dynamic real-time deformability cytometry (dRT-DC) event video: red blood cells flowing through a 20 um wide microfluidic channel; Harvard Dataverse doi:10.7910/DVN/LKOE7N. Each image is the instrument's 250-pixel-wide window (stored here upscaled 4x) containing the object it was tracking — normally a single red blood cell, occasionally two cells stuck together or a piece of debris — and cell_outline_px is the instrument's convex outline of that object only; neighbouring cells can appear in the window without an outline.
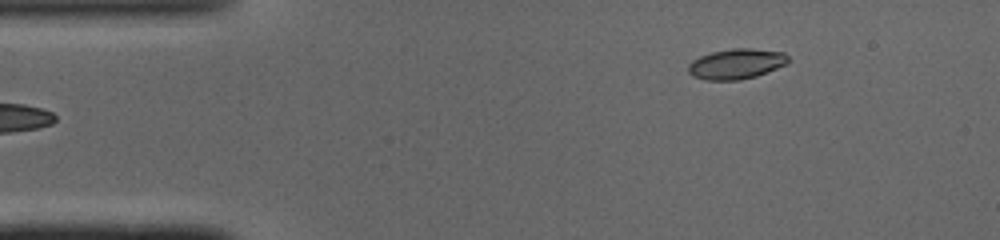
{"species": "common noctule bat (a hibernating species)", "species_latin": "Nyctalus noctula", "temperature_condition": "cold", "stored_images_in_passage": 43, "camera_frame_rate_fps": 3000, "um_per_image_px": 0.085, "animal": {"sex": "male", "body_mass_g": 19.0, "forearm_length_mm": 50.8}, "frame": {"image": 1, "passage_image": 1, "time_ms": 0.0, "image_size_px": [1000, 240], "cell_outline_px": [[788, 64], [756, 76], [740, 80], [704, 80], [692, 76], [688, 72], [688, 64], [692, 60], [700, 56], [712, 52], [732, 48], [752, 48], [784, 52], [788, 56]], "centroid_in_image_um": [62.58, 5.43], "position_along_channel_um": 22.4, "area_um2": 17.8}}
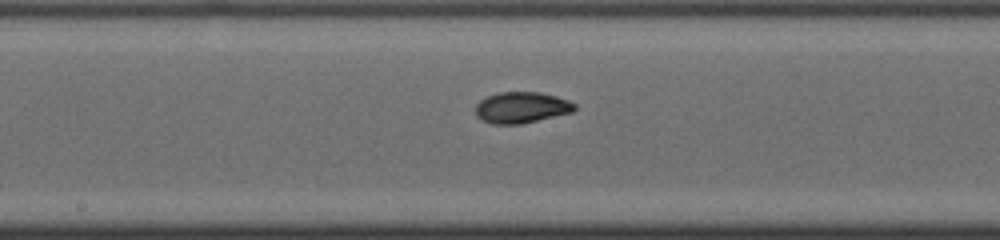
{"frame": {"image": 2, "passage_image": 19, "time_ms": 6.0, "image_size_px": [1000, 240], "cell_outline_px": [[576, 108], [572, 112], [520, 124], [492, 124], [476, 116], [476, 104], [480, 100], [488, 96], [500, 92], [540, 92], [556, 96], [568, 100], [576, 104]], "centroid_in_image_um": [44.33, 9.13], "position_along_channel_um": 203.9, "area_um2": 17.86}}
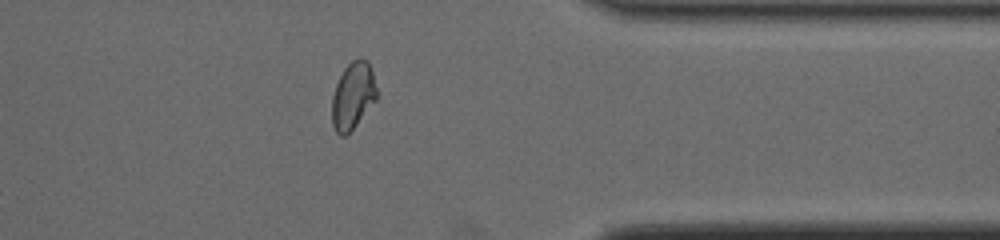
{"frame": {"image": 3, "passage_image": 33, "time_ms": 10.667, "image_size_px": [1000, 240], "cell_outline_px": [[376, 100], [356, 124], [344, 136], [340, 136], [336, 132], [332, 124], [332, 96], [336, 84], [344, 68], [352, 60], [368, 60], [372, 68], [376, 88]], "centroid_in_image_um": [29.99, 8.13], "position_along_channel_um": 381.4, "area_um2": 17.22}, "authors_computed_cell_mechanics": {"area_um2": 17.8602, "velocity_mm_per_s": 4.099, "shape_relaxation_time_tau1_ms": 6.839, "shape_relaxation_time_tau2_ms": 1.3056, "deformation_change_tau1": 0.1997, "deformation_change_tau2": 0.0531}}